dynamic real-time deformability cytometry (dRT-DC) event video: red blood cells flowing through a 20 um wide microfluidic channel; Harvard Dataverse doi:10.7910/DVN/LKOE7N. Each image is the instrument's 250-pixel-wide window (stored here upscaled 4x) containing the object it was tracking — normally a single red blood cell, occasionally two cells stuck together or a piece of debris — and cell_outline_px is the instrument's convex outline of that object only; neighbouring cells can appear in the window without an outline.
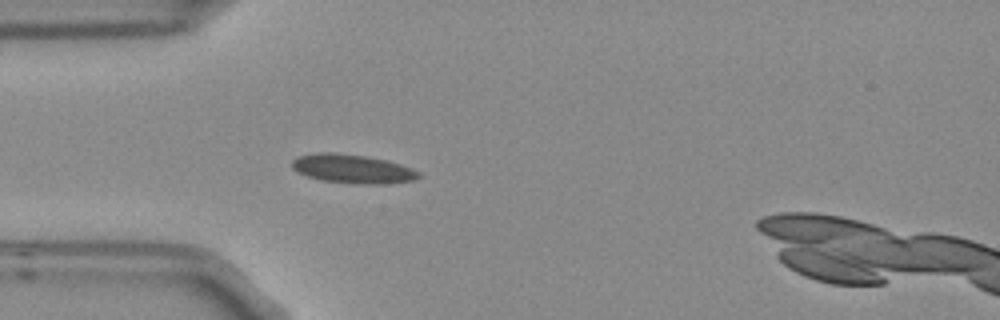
{"species": "Egyptian fruit bat (a non-hibernating species)", "species_latin": "Rousettus aegyptiacus", "temperature_condition": "room temperature", "stored_images_in_passage": 1, "camera_frame_rate_fps": 3000, "um_per_image_px": 0.085, "frame": {"image": 1, "passage_image": 1, "time_ms": 0.0, "image_size_px": [1000, 320], "cell_outline_px": [[420, 176], [412, 180], [380, 184], [356, 184], [320, 180], [296, 172], [292, 168], [292, 160], [296, 156], [316, 152], [336, 152], [364, 156], [384, 160], [400, 164], [412, 168], [420, 172]], "centroid_in_image_um": [29.9, 14.34], "position_along_channel_um": 55.1, "area_um2": 21.33}}